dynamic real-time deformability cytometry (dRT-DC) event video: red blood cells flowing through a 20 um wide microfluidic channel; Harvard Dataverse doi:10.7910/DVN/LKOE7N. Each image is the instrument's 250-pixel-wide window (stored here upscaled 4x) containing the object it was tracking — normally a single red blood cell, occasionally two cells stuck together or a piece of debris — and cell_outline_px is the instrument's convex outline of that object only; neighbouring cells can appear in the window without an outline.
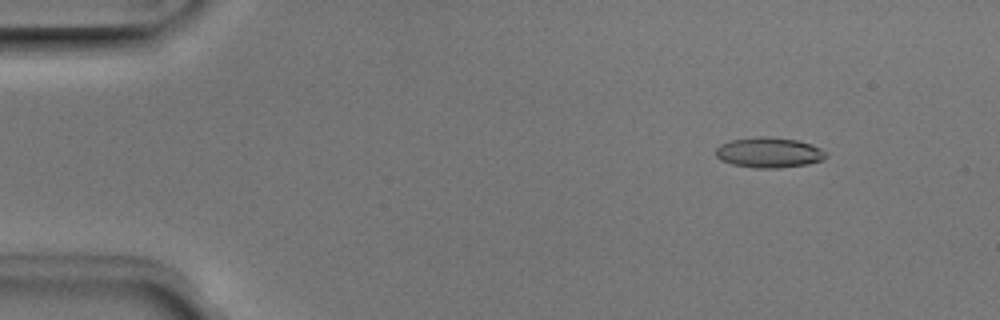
{"species": "Egyptian fruit bat (a non-hibernating species)", "species_latin": "Rousettus aegyptiacus", "temperature_condition": "room temperature", "stored_images_in_passage": 51, "camera_frame_rate_fps": 3000, "um_per_image_px": 0.085, "animal": {"sex": "male"}, "frame": {"image": 1, "passage_image": 6, "time_ms": 1.667, "image_size_px": [1000, 320], "cell_outline_px": [[828, 156], [824, 160], [808, 164], [780, 168], [756, 168], [732, 164], [720, 160], [716, 156], [716, 148], [720, 144], [732, 140], [760, 136], [796, 140], [812, 144], [828, 152]], "centroid_in_image_um": [65.4, 12.98], "position_along_channel_um": 19.6, "area_um2": 19.54}}
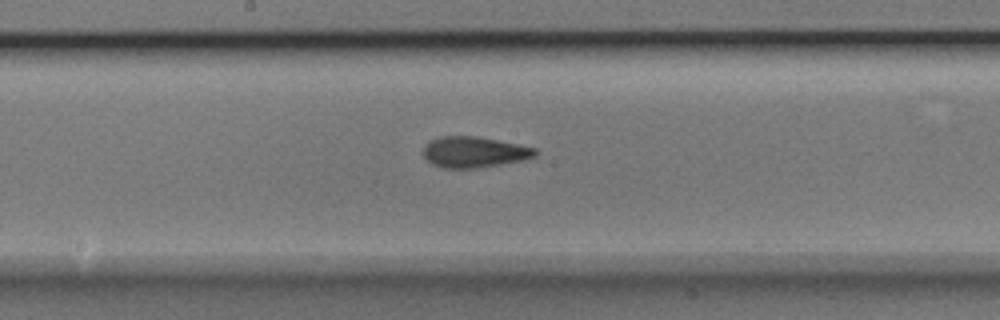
{"frame": {"image": 2, "passage_image": 27, "time_ms": 8.667, "image_size_px": [1000, 320], "cell_outline_px": [[536, 156], [524, 160], [476, 168], [444, 168], [432, 164], [424, 156], [424, 144], [428, 140], [440, 136], [476, 136], [536, 148]], "centroid_in_image_um": [40.26, 12.92], "position_along_channel_um": 207.9, "area_um2": 20.06}}
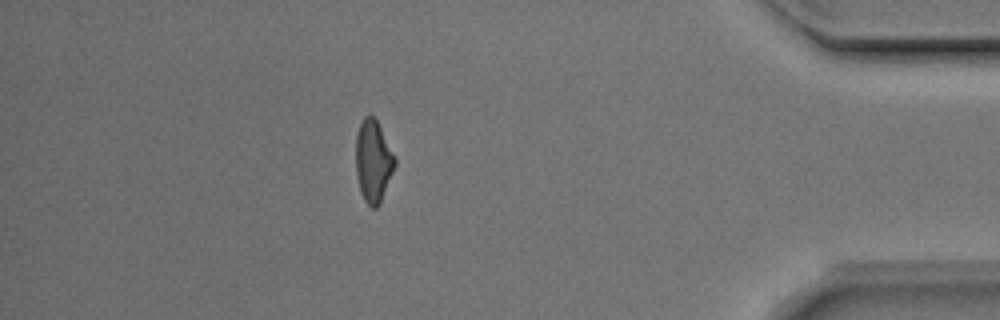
{"frame": {"image": 3, "passage_image": 45, "time_ms": 14.667, "image_size_px": [1000, 320], "cell_outline_px": [[396, 164], [380, 204], [376, 208], [372, 208], [364, 200], [360, 192], [356, 176], [356, 136], [360, 124], [364, 116], [372, 116], [376, 120], [396, 156]], "centroid_in_image_um": [31.73, 13.73], "position_along_channel_um": 403.5, "area_um2": 18.73}, "authors_computed_cell_mechanics": {"area_um2": 19.5364, "velocity_mm_per_s": 3.977, "shape_relaxation_time_tau1_ms": 10.0033, "shape_relaxation_time_tau2_ms": 2.0833, "deformation_change_tau1": 0.2155, "deformation_change_tau2": 0.1024}}